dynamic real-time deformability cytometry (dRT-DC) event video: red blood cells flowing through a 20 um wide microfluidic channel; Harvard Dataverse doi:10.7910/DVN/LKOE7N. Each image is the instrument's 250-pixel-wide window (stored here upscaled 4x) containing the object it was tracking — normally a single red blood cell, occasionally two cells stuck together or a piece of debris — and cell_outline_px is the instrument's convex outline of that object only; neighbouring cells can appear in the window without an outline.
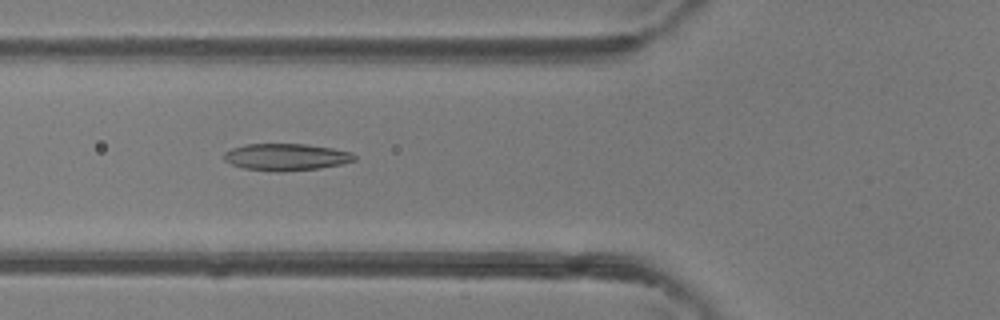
{"species": "common noctule bat (a hibernating species)", "species_latin": "Nyctalus noctula", "temperature_condition": "room temperature", "stored_images_in_passage": 47, "camera_frame_rate_fps": 3000, "um_per_image_px": 0.085, "animal": {"sex": "female"}, "frame": {"image": 1, "passage_image": 18, "time_ms": 5.667, "image_size_px": [1000, 320], "cell_outline_px": [[356, 160], [340, 164], [320, 168], [280, 172], [276, 172], [244, 168], [232, 164], [224, 160], [224, 152], [232, 148], [244, 144], [304, 144], [332, 148], [352, 152], [356, 156]], "centroid_in_image_um": [24.32, 13.34], "position_along_channel_um": 101.5, "area_um2": 20.46}}
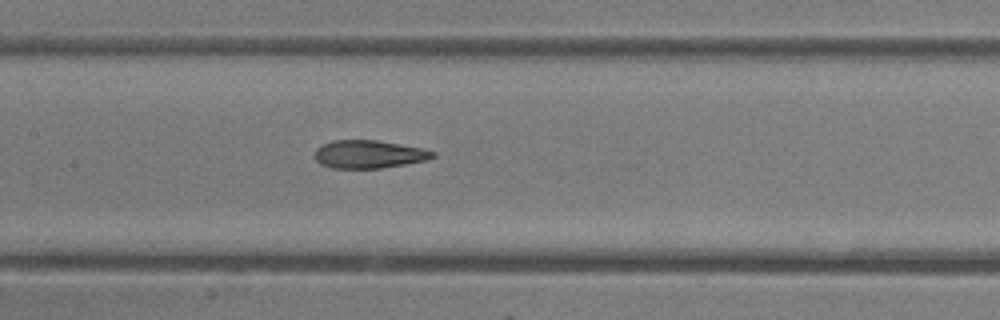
{"frame": {"image": 2, "passage_image": 23, "time_ms": 7.333, "image_size_px": [1000, 320], "cell_outline_px": [[436, 156], [424, 160], [404, 164], [380, 168], [332, 168], [320, 164], [316, 160], [316, 148], [320, 144], [332, 140], [376, 140], [420, 148], [436, 152]], "centroid_in_image_um": [31.3, 13.1], "position_along_channel_um": 176.1, "area_um2": 19.07}}
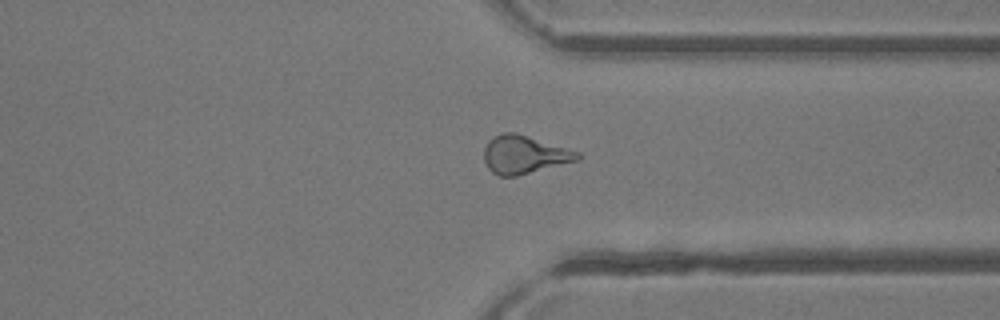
{"frame": {"image": 3, "passage_image": 36, "time_ms": 11.667, "image_size_px": [1000, 320], "cell_outline_px": [[584, 156], [580, 160], [516, 176], [500, 176], [492, 172], [488, 168], [484, 160], [484, 148], [488, 140], [492, 136], [504, 132], [516, 132], [568, 148], [580, 152]], "centroid_in_image_um": [44.58, 13.13], "position_along_channel_um": 366.8, "area_um2": 21.04}, "authors_computed_cell_mechanics": {"area_um2": 20.6346, "velocity_mm_per_s": 4.418, "shape_relaxation_time_tau1_ms": null, "shape_relaxation_time_tau2_ms": 1.5043, "deformation_change_tau1": null, "deformation_change_tau2": 0.0995}}